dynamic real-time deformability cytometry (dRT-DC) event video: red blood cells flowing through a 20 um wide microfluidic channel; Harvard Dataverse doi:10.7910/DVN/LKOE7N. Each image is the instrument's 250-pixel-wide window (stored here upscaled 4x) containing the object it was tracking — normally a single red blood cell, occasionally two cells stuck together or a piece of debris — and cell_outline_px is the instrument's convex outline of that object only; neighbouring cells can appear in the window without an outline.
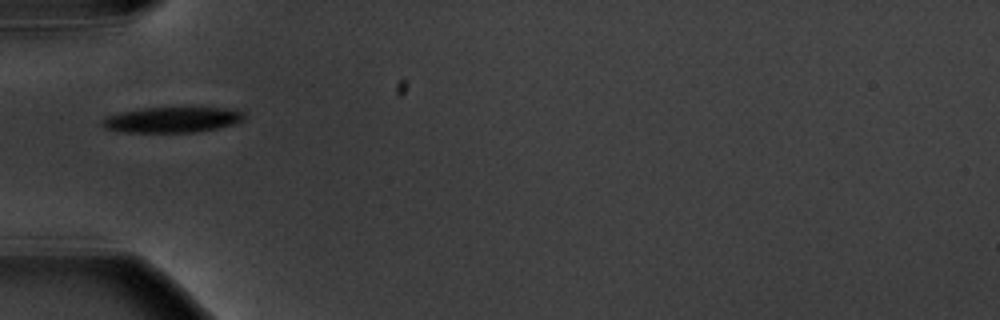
{"species": "common noctule bat (a hibernating species)", "species_latin": "Nyctalus noctula", "temperature_condition": "warm", "stored_images_in_passage": 5, "camera_frame_rate_fps": 3000, "um_per_image_px": 0.085, "animal": {"sex": "male", "body_mass_g": 20.1, "forearm_length_mm": 53.5}, "frame": {"image": 1, "passage_image": 4, "time_ms": 3.333, "image_size_px": [1000, 320], "cell_outline_px": [[244, 120], [232, 124], [216, 128], [196, 132], [120, 132], [104, 128], [100, 124], [100, 120], [108, 116], [120, 112], [140, 108], [236, 108], [244, 112]], "centroid_in_image_um": [14.61, 10.17], "position_along_channel_um": 70.4, "area_um2": 21.21}}